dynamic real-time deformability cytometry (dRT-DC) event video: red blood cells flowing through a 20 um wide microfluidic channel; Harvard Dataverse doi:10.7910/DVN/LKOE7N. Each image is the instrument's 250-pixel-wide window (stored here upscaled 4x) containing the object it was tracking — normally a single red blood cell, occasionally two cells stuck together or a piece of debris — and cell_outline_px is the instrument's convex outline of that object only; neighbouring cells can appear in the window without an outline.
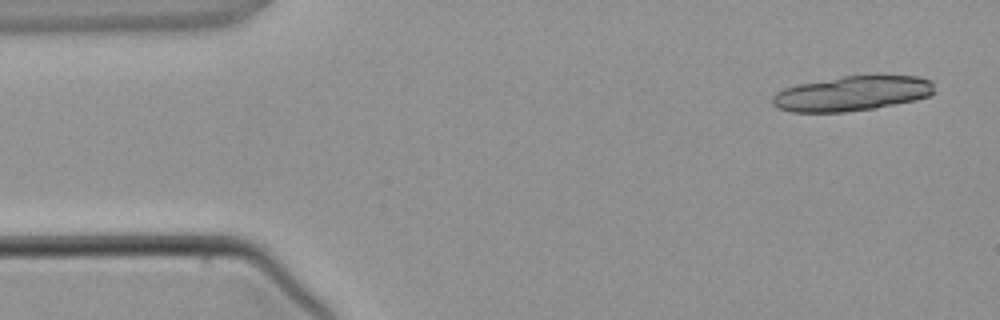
{"species": "common noctule bat (a hibernating species)", "species_latin": "Nyctalus noctula", "temperature_condition": "warm", "stored_images_in_passage": 4, "camera_frame_rate_fps": 3000, "um_per_image_px": 0.085, "animal": {"sex": "male", "body_mass_g": 21.5, "forearm_length_mm": 52.0}, "frame": {"image": 1, "passage_image": 1, "time_ms": 0.0, "image_size_px": [1000, 320], "cell_outline_px": [[936, 92], [928, 96], [916, 100], [876, 108], [844, 112], [792, 112], [780, 108], [772, 104], [772, 96], [776, 92], [784, 88], [796, 84], [844, 76], [876, 72], [920, 76], [932, 80]], "centroid_in_image_um": [72.52, 7.89], "position_along_channel_um": 12.5, "area_um2": 34.16}}
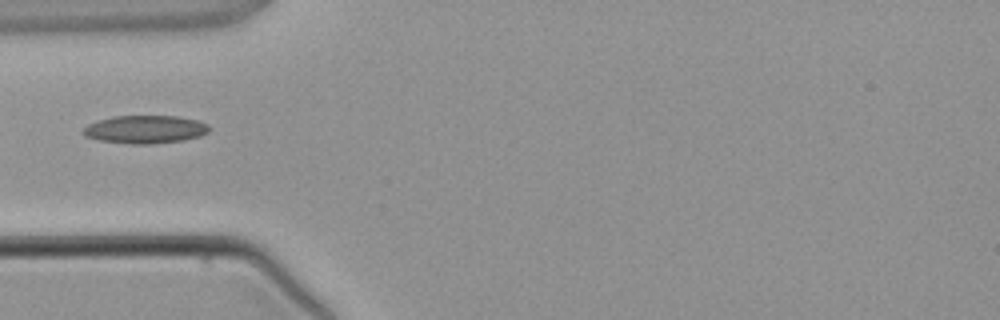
{"frame": {"image": 2, "passage_image": 4, "time_ms": 3.667, "image_size_px": [1000, 320], "cell_outline_px": [[208, 132], [200, 136], [184, 140], [152, 144], [132, 144], [100, 140], [84, 136], [84, 128], [88, 124], [112, 116], [176, 116], [196, 120], [208, 124]], "centroid_in_image_um": [12.35, 11.0], "position_along_channel_um": 72.6, "area_um2": 20.4}}